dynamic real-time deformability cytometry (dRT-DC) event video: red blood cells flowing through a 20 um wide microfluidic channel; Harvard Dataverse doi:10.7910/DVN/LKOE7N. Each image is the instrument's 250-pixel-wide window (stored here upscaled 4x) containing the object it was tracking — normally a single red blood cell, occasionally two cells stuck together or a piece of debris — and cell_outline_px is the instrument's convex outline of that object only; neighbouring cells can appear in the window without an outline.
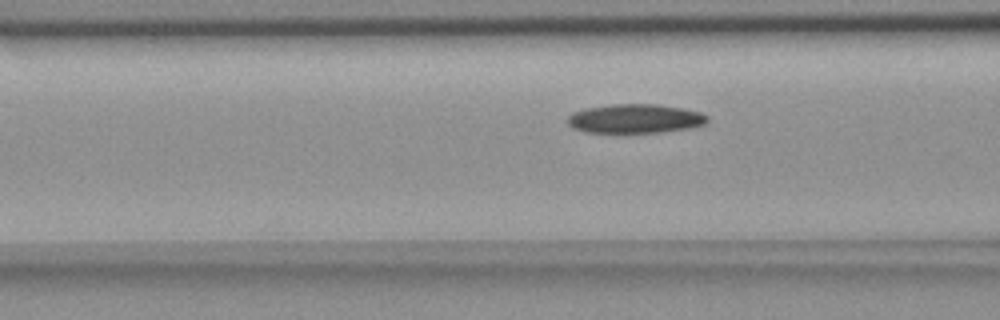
{"species": "common noctule bat (a hibernating species)", "species_latin": "Nyctalus noctula", "temperature_condition": "room temperature", "stored_images_in_passage": 34, "camera_frame_rate_fps": 3000, "um_per_image_px": 0.085, "animal": {"sex": "female", "body_mass_g": 18.4}, "frame": {"image": 1, "passage_image": 4, "time_ms": 1.0, "image_size_px": [1000, 320], "cell_outline_px": [[708, 120], [704, 124], [688, 128], [660, 132], [588, 132], [572, 128], [564, 120], [572, 112], [584, 108], [612, 104], [656, 104], [684, 108], [700, 112], [708, 116]], "centroid_in_image_um": [53.94, 10.07], "position_along_channel_um": 112.7, "area_um2": 23.76}}
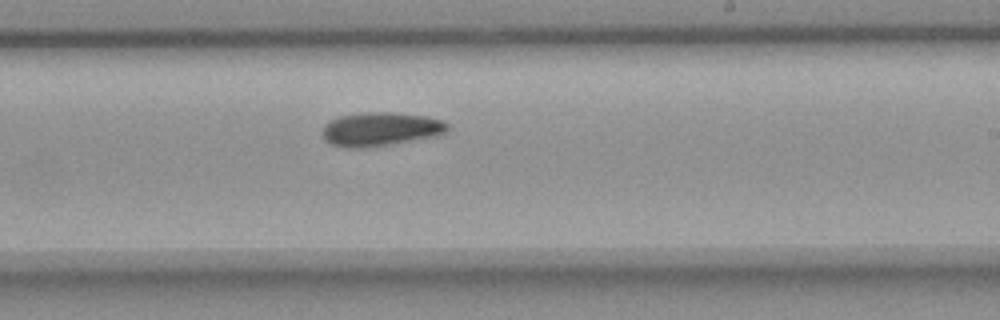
{"frame": {"image": 2, "passage_image": 16, "time_ms": 5.0, "image_size_px": [1000, 320], "cell_outline_px": [[448, 128], [444, 132], [436, 136], [364, 148], [352, 148], [332, 144], [324, 140], [324, 124], [340, 116], [364, 112], [388, 112], [424, 116], [440, 120], [448, 124]], "centroid_in_image_um": [32.32, 10.97], "position_along_channel_um": 256.7, "area_um2": 24.1}}
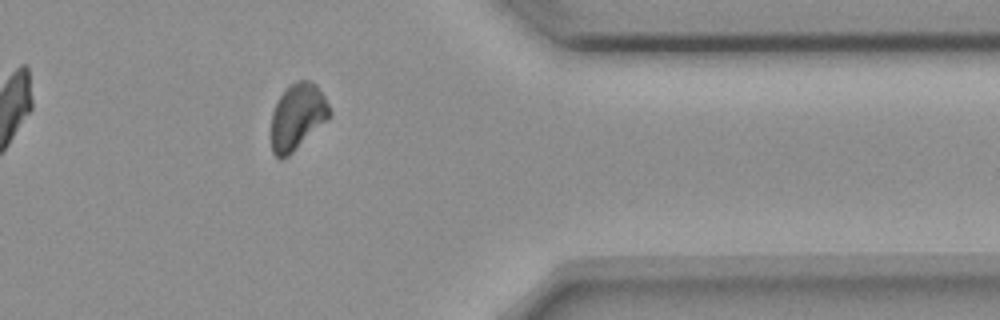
{"frame": {"image": 3, "passage_image": 28, "time_ms": 9.0, "image_size_px": [1000, 320], "cell_outline_px": [[332, 112], [328, 120], [288, 156], [280, 160], [272, 152], [272, 112], [280, 96], [296, 80], [312, 80], [316, 84], [324, 96]], "centroid_in_image_um": [25.3, 9.92], "position_along_channel_um": 386.1, "area_um2": 22.37}}